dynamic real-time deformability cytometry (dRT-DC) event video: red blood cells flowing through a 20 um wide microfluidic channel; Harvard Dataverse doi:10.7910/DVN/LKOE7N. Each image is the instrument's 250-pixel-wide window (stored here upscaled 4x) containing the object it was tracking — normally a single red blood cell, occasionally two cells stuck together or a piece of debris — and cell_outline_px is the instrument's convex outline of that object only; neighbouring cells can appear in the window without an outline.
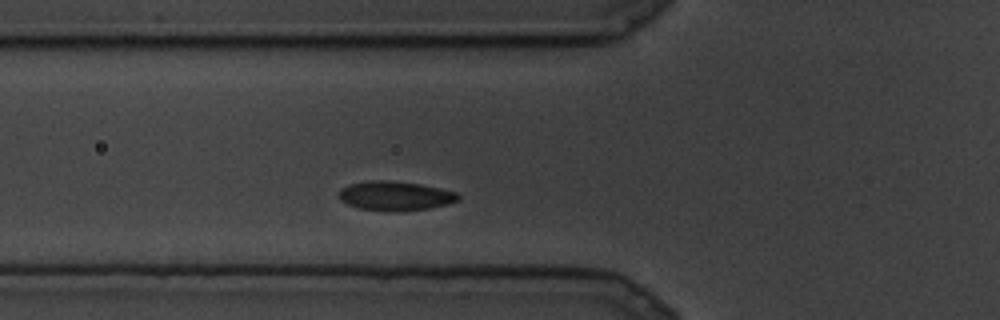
{"species": "common noctule bat (a hibernating species)", "species_latin": "Nyctalus noctula", "temperature_condition": "cold", "stored_images_in_passage": 7, "camera_frame_rate_fps": 3000, "um_per_image_px": 0.085, "animal": {"sex": "male", "body_mass_g": 19.5, "forearm_length_mm": 54.6}, "frame": {"image": 1, "passage_image": 5, "time_ms": 1.333, "image_size_px": [1000, 320], "cell_outline_px": [[460, 200], [448, 204], [428, 208], [396, 212], [360, 208], [348, 204], [340, 200], [340, 188], [348, 184], [368, 180], [388, 180], [420, 184], [440, 188], [456, 192], [460, 196]], "centroid_in_image_um": [33.6, 16.64], "position_along_channel_um": 92.2, "area_um2": 20.4}}
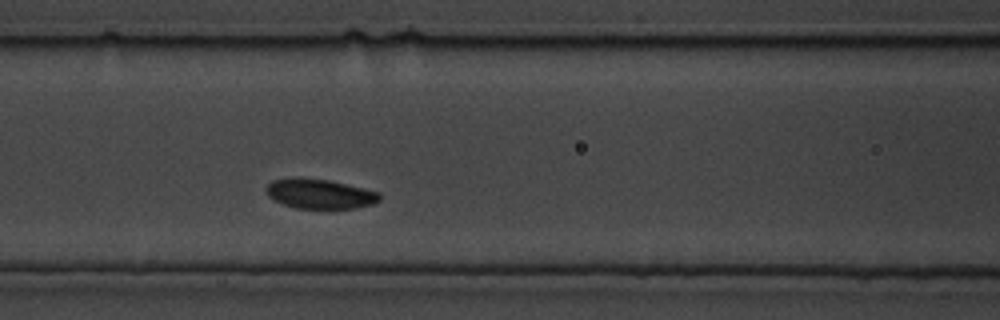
{"frame": {"image": 2, "passage_image": 7, "time_ms": 2.0, "image_size_px": [1000, 320], "cell_outline_px": [[380, 200], [372, 204], [356, 208], [296, 208], [284, 204], [268, 196], [264, 192], [264, 188], [272, 180], [296, 176], [328, 180], [364, 188], [380, 192]], "centroid_in_image_um": [27.14, 16.45], "position_along_channel_um": 139.5, "area_um2": 19.77}}